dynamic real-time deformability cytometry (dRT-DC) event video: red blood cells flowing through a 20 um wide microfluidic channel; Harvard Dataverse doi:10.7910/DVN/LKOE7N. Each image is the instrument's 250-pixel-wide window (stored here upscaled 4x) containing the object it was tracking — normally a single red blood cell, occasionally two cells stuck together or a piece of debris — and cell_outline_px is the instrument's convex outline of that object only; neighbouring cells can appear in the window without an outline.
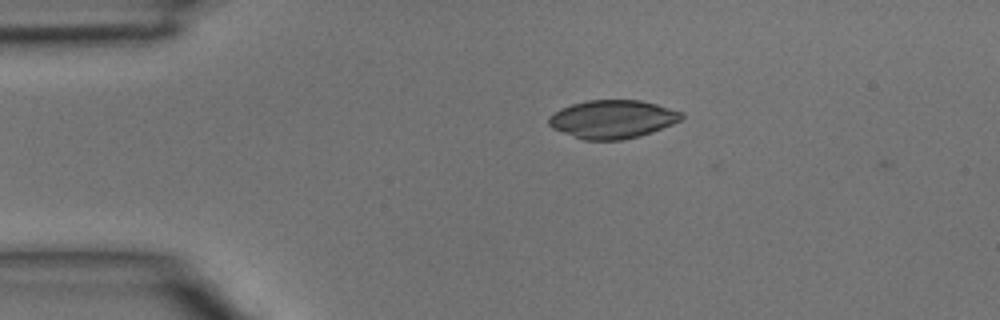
{"species": "common noctule bat (a hibernating species)", "species_latin": "Nyctalus noctula", "temperature_condition": "room temperature", "stored_images_in_passage": 4, "camera_frame_rate_fps": 3000, "um_per_image_px": 0.085, "animal": {"sex": "male", "body_mass_g": 15.6}, "frame": {"image": 1, "passage_image": 4, "time_ms": 1.0, "image_size_px": [1000, 320], "cell_outline_px": [[684, 116], [680, 120], [672, 124], [652, 132], [640, 136], [620, 140], [584, 140], [552, 128], [548, 124], [548, 116], [560, 108], [572, 104], [588, 100], [640, 100], [656, 104], [684, 112]], "centroid_in_image_um": [52.06, 10.13], "position_along_channel_um": 32.9, "area_um2": 29.65}}